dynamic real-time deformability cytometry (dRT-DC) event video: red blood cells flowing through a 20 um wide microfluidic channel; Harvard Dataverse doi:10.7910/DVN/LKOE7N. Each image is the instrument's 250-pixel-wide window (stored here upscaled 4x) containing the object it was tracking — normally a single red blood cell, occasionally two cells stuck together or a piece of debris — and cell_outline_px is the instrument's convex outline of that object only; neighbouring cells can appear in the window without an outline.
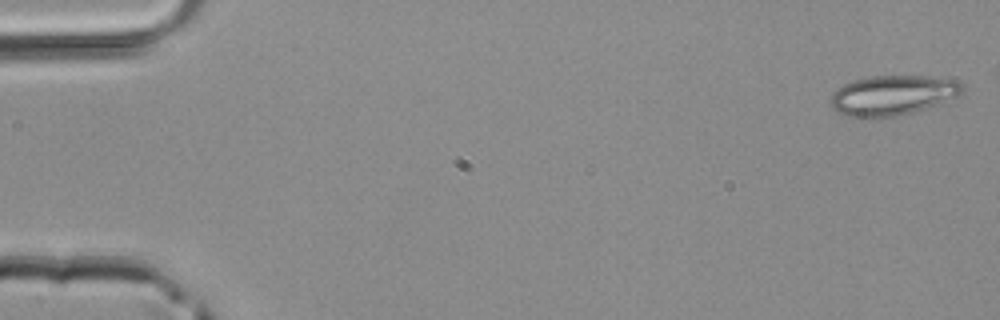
{"species": "common noctule bat (a hibernating species)", "species_latin": "Nyctalus noctula", "temperature_condition": "room temperature", "stored_images_in_passage": 5, "camera_frame_rate_fps": 3000, "um_per_image_px": 0.085, "animal": {"sex": "male", "body_mass_g": 20.4}, "frame": {"image": 1, "passage_image": 1, "time_ms": 0.0, "image_size_px": [1000, 320], "cell_outline_px": [[964, 88], [956, 96], [940, 104], [912, 112], [896, 116], [840, 116], [832, 108], [832, 92], [836, 88], [852, 80], [872, 76], [928, 76], [956, 80], [964, 84]], "centroid_in_image_um": [75.86, 8.08], "position_along_channel_um": 9.1, "area_um2": 30.46}}